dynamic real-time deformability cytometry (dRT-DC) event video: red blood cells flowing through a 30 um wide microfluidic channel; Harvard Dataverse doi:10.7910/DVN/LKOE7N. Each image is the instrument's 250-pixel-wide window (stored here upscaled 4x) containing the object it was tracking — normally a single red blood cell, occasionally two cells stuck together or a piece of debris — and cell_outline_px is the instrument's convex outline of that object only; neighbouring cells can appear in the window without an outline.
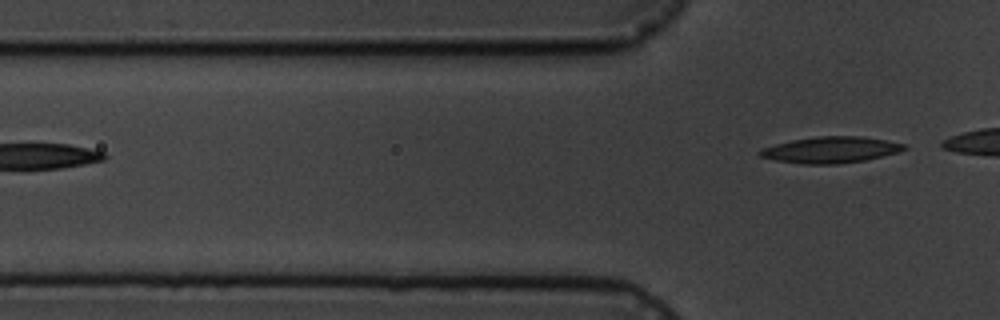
{"species": "common noctule bat (a hibernating species)", "species_latin": "Nyctalus noctula", "temperature_condition": "cold", "stored_images_in_passage": 4, "camera_frame_rate_fps": 3000, "um_per_image_px": 0.085, "animal": {"sex": "male", "body_mass_g": 19.5, "forearm_length_mm": 54.6}, "frame": {"image": 1, "passage_image": 4, "time_ms": 4.0, "image_size_px": [1000, 320], "cell_outline_px": [[908, 148], [896, 152], [864, 160], [840, 164], [804, 164], [776, 160], [760, 156], [756, 152], [760, 148], [792, 140], [816, 136], [860, 136], [884, 140], [904, 144]], "centroid_in_image_um": [70.55, 12.73], "position_along_channel_um": 55.3, "area_um2": 21.85}}